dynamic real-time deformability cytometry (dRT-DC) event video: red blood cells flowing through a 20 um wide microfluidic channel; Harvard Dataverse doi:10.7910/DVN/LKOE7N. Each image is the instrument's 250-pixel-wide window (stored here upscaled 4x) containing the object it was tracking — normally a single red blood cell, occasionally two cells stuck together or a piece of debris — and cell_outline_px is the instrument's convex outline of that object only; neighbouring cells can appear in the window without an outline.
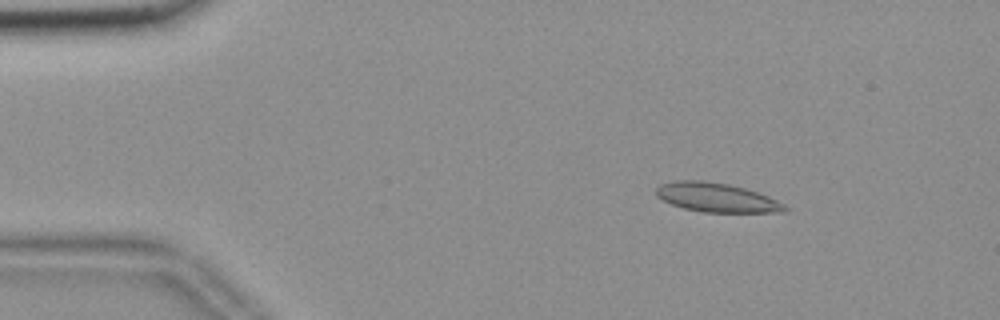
{"species": "common noctule bat (a hibernating species)", "species_latin": "Nyctalus noctula", "temperature_condition": "room temperature", "stored_images_in_passage": 56, "camera_frame_rate_fps": 3000, "um_per_image_px": 0.085, "animal": {"sex": "female", "body_mass_g": 18.4}, "frame": {"image": 1, "passage_image": 8, "time_ms": 2.333, "image_size_px": [1000, 320], "cell_outline_px": [[792, 208], [788, 212], [704, 212], [684, 208], [672, 204], [656, 196], [656, 188], [660, 184], [676, 180], [700, 180], [728, 184], [744, 188], [768, 196]], "centroid_in_image_um": [60.94, 16.79], "position_along_channel_um": 24.1, "area_um2": 21.79}}
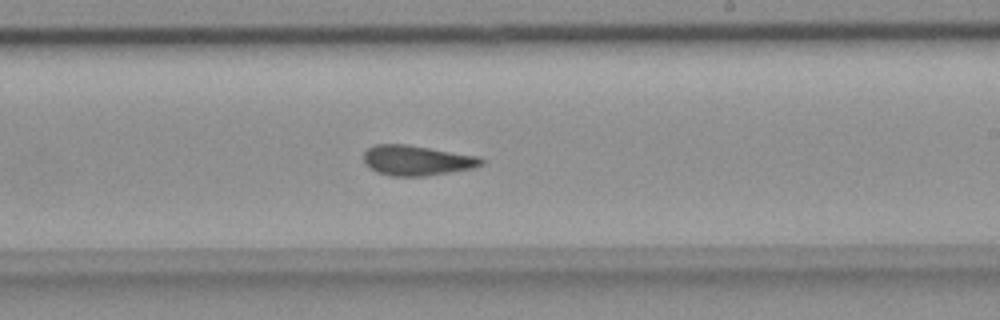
{"frame": {"image": 2, "passage_image": 33, "time_ms": 10.667, "image_size_px": [1000, 320], "cell_outline_px": [[484, 164], [472, 168], [424, 176], [392, 176], [376, 172], [368, 168], [364, 164], [364, 152], [368, 148], [376, 144], [408, 144], [480, 156], [484, 160]], "centroid_in_image_um": [35.41, 13.62], "position_along_channel_um": 253.6, "area_um2": 20.81}}
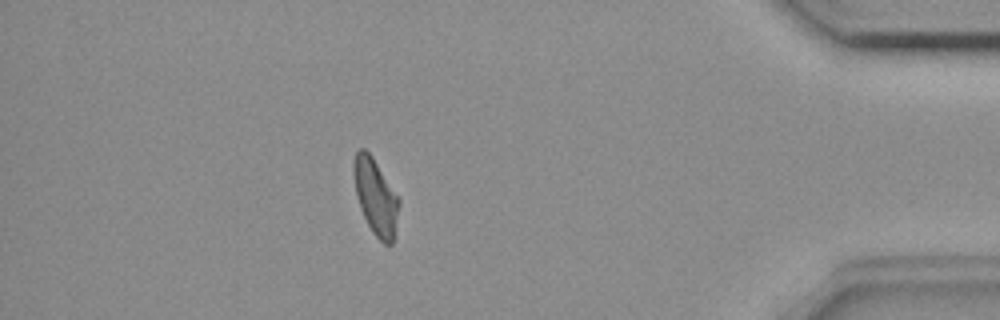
{"frame": {"image": 3, "passage_image": 49, "time_ms": 16.0, "image_size_px": [1000, 320], "cell_outline_px": [[400, 204], [392, 244], [384, 244], [372, 232], [360, 208], [356, 196], [352, 172], [352, 164], [356, 152], [360, 148], [364, 148], [372, 156], [400, 200]], "centroid_in_image_um": [31.9, 16.7], "position_along_channel_um": 403.3, "area_um2": 19.94}, "authors_computed_cell_mechanics": {"area_um2": 20.8947, "velocity_mm_per_s": 3.6285, "shape_relaxation_time_tau1_ms": null, "shape_relaxation_time_tau2_ms": 3.2479, "deformation_change_tau1": null, "deformation_change_tau2": 0.1132}}